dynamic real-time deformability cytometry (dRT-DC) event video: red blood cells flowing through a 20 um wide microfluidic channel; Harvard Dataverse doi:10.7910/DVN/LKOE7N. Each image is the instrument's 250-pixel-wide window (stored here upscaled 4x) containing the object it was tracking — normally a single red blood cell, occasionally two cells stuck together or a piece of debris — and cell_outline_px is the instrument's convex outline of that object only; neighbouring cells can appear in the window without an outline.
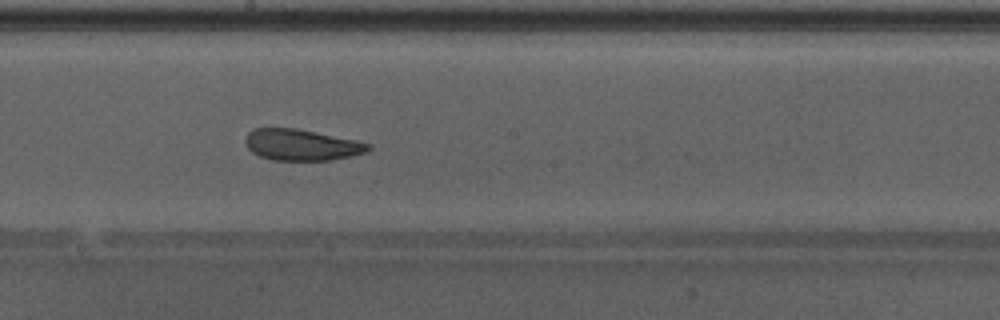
{"species": "Egyptian fruit bat (a non-hibernating species)", "species_latin": "Rousettus aegyptiacus", "temperature_condition": "warm", "stored_images_in_passage": 38, "camera_frame_rate_fps": 3000, "um_per_image_px": 0.085, "animal": {"sex": "male"}, "frame": {"image": 1, "passage_image": 17, "time_ms": 5.333, "image_size_px": [1000, 320], "cell_outline_px": [[372, 148], [368, 152], [352, 156], [328, 160], [272, 160], [260, 156], [252, 152], [248, 148], [244, 140], [248, 132], [252, 128], [296, 128], [356, 140], [372, 144]], "centroid_in_image_um": [25.64, 12.31], "position_along_channel_um": 222.6, "area_um2": 22.48}, "authors_computed_cell_mechanics": {"area_um2": 23.5535, "velocity_mm_per_s": 4.2831, "shape_relaxation_time_tau1_ms": null, "shape_relaxation_time_tau2_ms": 1.5563, "deformation_change_tau1": null, "deformation_change_tau2": 0.0796}}